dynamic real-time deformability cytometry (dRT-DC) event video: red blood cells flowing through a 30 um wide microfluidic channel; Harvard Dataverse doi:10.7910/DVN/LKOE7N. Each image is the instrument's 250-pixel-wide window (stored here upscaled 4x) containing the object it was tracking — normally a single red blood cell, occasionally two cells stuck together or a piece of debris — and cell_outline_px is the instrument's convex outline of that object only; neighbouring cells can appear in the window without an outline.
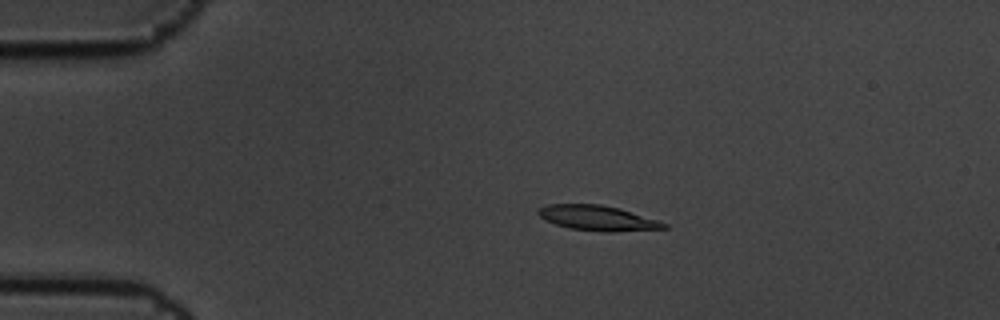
{"species": "common noctule bat (a hibernating species)", "species_latin": "Nyctalus noctula", "temperature_condition": "cold", "stored_images_in_passage": 2, "camera_frame_rate_fps": 3000, "um_per_image_px": 0.085, "animal": {"sex": "male", "body_mass_g": 19.5, "forearm_length_mm": 54.6}, "frame": {"image": 1, "passage_image": 1, "time_ms": 0.0, "image_size_px": [1000, 320], "cell_outline_px": [[668, 228], [616, 232], [604, 232], [568, 228], [556, 224], [540, 216], [536, 212], [540, 208], [548, 204], [600, 204], [620, 208], [668, 224]], "centroid_in_image_um": [50.81, 18.54], "position_along_channel_um": 34.2, "area_um2": 18.26}}